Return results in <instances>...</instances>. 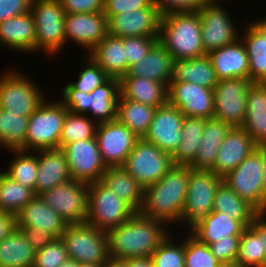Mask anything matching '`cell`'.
<instances>
[{
	"instance_id": "51",
	"label": "cell",
	"mask_w": 266,
	"mask_h": 267,
	"mask_svg": "<svg viewBox=\"0 0 266 267\" xmlns=\"http://www.w3.org/2000/svg\"><path fill=\"white\" fill-rule=\"evenodd\" d=\"M240 236H227L209 245L212 253L221 263L236 262Z\"/></svg>"
},
{
	"instance_id": "44",
	"label": "cell",
	"mask_w": 266,
	"mask_h": 267,
	"mask_svg": "<svg viewBox=\"0 0 266 267\" xmlns=\"http://www.w3.org/2000/svg\"><path fill=\"white\" fill-rule=\"evenodd\" d=\"M96 122L85 115L67 112L59 139V148L74 141L96 138Z\"/></svg>"
},
{
	"instance_id": "31",
	"label": "cell",
	"mask_w": 266,
	"mask_h": 267,
	"mask_svg": "<svg viewBox=\"0 0 266 267\" xmlns=\"http://www.w3.org/2000/svg\"><path fill=\"white\" fill-rule=\"evenodd\" d=\"M231 128L230 125L221 120L207 119L196 157L190 166L196 170H211L215 164L219 148Z\"/></svg>"
},
{
	"instance_id": "19",
	"label": "cell",
	"mask_w": 266,
	"mask_h": 267,
	"mask_svg": "<svg viewBox=\"0 0 266 267\" xmlns=\"http://www.w3.org/2000/svg\"><path fill=\"white\" fill-rule=\"evenodd\" d=\"M184 119L185 116L180 109L167 102L157 107L149 130L143 139L172 156L180 143Z\"/></svg>"
},
{
	"instance_id": "64",
	"label": "cell",
	"mask_w": 266,
	"mask_h": 267,
	"mask_svg": "<svg viewBox=\"0 0 266 267\" xmlns=\"http://www.w3.org/2000/svg\"><path fill=\"white\" fill-rule=\"evenodd\" d=\"M219 267H241V266L236 262H231V263H221Z\"/></svg>"
},
{
	"instance_id": "7",
	"label": "cell",
	"mask_w": 266,
	"mask_h": 267,
	"mask_svg": "<svg viewBox=\"0 0 266 267\" xmlns=\"http://www.w3.org/2000/svg\"><path fill=\"white\" fill-rule=\"evenodd\" d=\"M61 238L68 258L78 263H105L109 259L107 233L87 222L67 225Z\"/></svg>"
},
{
	"instance_id": "8",
	"label": "cell",
	"mask_w": 266,
	"mask_h": 267,
	"mask_svg": "<svg viewBox=\"0 0 266 267\" xmlns=\"http://www.w3.org/2000/svg\"><path fill=\"white\" fill-rule=\"evenodd\" d=\"M172 166L170 154L143 138L135 143L122 165L143 188L162 179Z\"/></svg>"
},
{
	"instance_id": "41",
	"label": "cell",
	"mask_w": 266,
	"mask_h": 267,
	"mask_svg": "<svg viewBox=\"0 0 266 267\" xmlns=\"http://www.w3.org/2000/svg\"><path fill=\"white\" fill-rule=\"evenodd\" d=\"M36 194L28 187L0 172V211L18 214Z\"/></svg>"
},
{
	"instance_id": "22",
	"label": "cell",
	"mask_w": 266,
	"mask_h": 267,
	"mask_svg": "<svg viewBox=\"0 0 266 267\" xmlns=\"http://www.w3.org/2000/svg\"><path fill=\"white\" fill-rule=\"evenodd\" d=\"M207 55L218 80L249 78V59L242 40L238 39L231 44L209 52Z\"/></svg>"
},
{
	"instance_id": "63",
	"label": "cell",
	"mask_w": 266,
	"mask_h": 267,
	"mask_svg": "<svg viewBox=\"0 0 266 267\" xmlns=\"http://www.w3.org/2000/svg\"><path fill=\"white\" fill-rule=\"evenodd\" d=\"M77 267H103V263H78Z\"/></svg>"
},
{
	"instance_id": "27",
	"label": "cell",
	"mask_w": 266,
	"mask_h": 267,
	"mask_svg": "<svg viewBox=\"0 0 266 267\" xmlns=\"http://www.w3.org/2000/svg\"><path fill=\"white\" fill-rule=\"evenodd\" d=\"M246 227L227 213L212 211L190 228L191 236L198 242L210 245L227 236H241Z\"/></svg>"
},
{
	"instance_id": "14",
	"label": "cell",
	"mask_w": 266,
	"mask_h": 267,
	"mask_svg": "<svg viewBox=\"0 0 266 267\" xmlns=\"http://www.w3.org/2000/svg\"><path fill=\"white\" fill-rule=\"evenodd\" d=\"M60 148L73 180L87 184L101 180L107 167L102 161L96 138L74 141Z\"/></svg>"
},
{
	"instance_id": "60",
	"label": "cell",
	"mask_w": 266,
	"mask_h": 267,
	"mask_svg": "<svg viewBox=\"0 0 266 267\" xmlns=\"http://www.w3.org/2000/svg\"><path fill=\"white\" fill-rule=\"evenodd\" d=\"M125 267H153L151 257H137L124 259Z\"/></svg>"
},
{
	"instance_id": "62",
	"label": "cell",
	"mask_w": 266,
	"mask_h": 267,
	"mask_svg": "<svg viewBox=\"0 0 266 267\" xmlns=\"http://www.w3.org/2000/svg\"><path fill=\"white\" fill-rule=\"evenodd\" d=\"M78 262L73 259L67 258L65 262H63L59 267H77Z\"/></svg>"
},
{
	"instance_id": "10",
	"label": "cell",
	"mask_w": 266,
	"mask_h": 267,
	"mask_svg": "<svg viewBox=\"0 0 266 267\" xmlns=\"http://www.w3.org/2000/svg\"><path fill=\"white\" fill-rule=\"evenodd\" d=\"M222 182L223 177L211 170L192 169L181 223L186 221L191 228L210 214L213 211L216 190Z\"/></svg>"
},
{
	"instance_id": "17",
	"label": "cell",
	"mask_w": 266,
	"mask_h": 267,
	"mask_svg": "<svg viewBox=\"0 0 266 267\" xmlns=\"http://www.w3.org/2000/svg\"><path fill=\"white\" fill-rule=\"evenodd\" d=\"M167 102L185 117L211 119L214 114L213 89L185 81H171Z\"/></svg>"
},
{
	"instance_id": "33",
	"label": "cell",
	"mask_w": 266,
	"mask_h": 267,
	"mask_svg": "<svg viewBox=\"0 0 266 267\" xmlns=\"http://www.w3.org/2000/svg\"><path fill=\"white\" fill-rule=\"evenodd\" d=\"M87 55L109 77L120 79L126 75V57L123 38L108 34Z\"/></svg>"
},
{
	"instance_id": "28",
	"label": "cell",
	"mask_w": 266,
	"mask_h": 267,
	"mask_svg": "<svg viewBox=\"0 0 266 267\" xmlns=\"http://www.w3.org/2000/svg\"><path fill=\"white\" fill-rule=\"evenodd\" d=\"M244 43L249 59V79L252 82H266V19L248 25Z\"/></svg>"
},
{
	"instance_id": "2",
	"label": "cell",
	"mask_w": 266,
	"mask_h": 267,
	"mask_svg": "<svg viewBox=\"0 0 266 267\" xmlns=\"http://www.w3.org/2000/svg\"><path fill=\"white\" fill-rule=\"evenodd\" d=\"M192 169L190 165H173L162 179L145 187L139 212L167 225L170 222L181 223Z\"/></svg>"
},
{
	"instance_id": "56",
	"label": "cell",
	"mask_w": 266,
	"mask_h": 267,
	"mask_svg": "<svg viewBox=\"0 0 266 267\" xmlns=\"http://www.w3.org/2000/svg\"><path fill=\"white\" fill-rule=\"evenodd\" d=\"M25 235L27 241L36 250H41L50 244L55 237L45 229H37V227H17Z\"/></svg>"
},
{
	"instance_id": "42",
	"label": "cell",
	"mask_w": 266,
	"mask_h": 267,
	"mask_svg": "<svg viewBox=\"0 0 266 267\" xmlns=\"http://www.w3.org/2000/svg\"><path fill=\"white\" fill-rule=\"evenodd\" d=\"M236 263L241 267H266L263 240L251 226L246 227L240 236Z\"/></svg>"
},
{
	"instance_id": "35",
	"label": "cell",
	"mask_w": 266,
	"mask_h": 267,
	"mask_svg": "<svg viewBox=\"0 0 266 267\" xmlns=\"http://www.w3.org/2000/svg\"><path fill=\"white\" fill-rule=\"evenodd\" d=\"M156 107L124 99L119 95L116 120L130 129L139 139L147 134Z\"/></svg>"
},
{
	"instance_id": "49",
	"label": "cell",
	"mask_w": 266,
	"mask_h": 267,
	"mask_svg": "<svg viewBox=\"0 0 266 267\" xmlns=\"http://www.w3.org/2000/svg\"><path fill=\"white\" fill-rule=\"evenodd\" d=\"M159 38L153 36L124 37L123 45L126 57V74L129 67L141 61Z\"/></svg>"
},
{
	"instance_id": "29",
	"label": "cell",
	"mask_w": 266,
	"mask_h": 267,
	"mask_svg": "<svg viewBox=\"0 0 266 267\" xmlns=\"http://www.w3.org/2000/svg\"><path fill=\"white\" fill-rule=\"evenodd\" d=\"M242 128L256 145L266 143V82L250 84Z\"/></svg>"
},
{
	"instance_id": "52",
	"label": "cell",
	"mask_w": 266,
	"mask_h": 267,
	"mask_svg": "<svg viewBox=\"0 0 266 267\" xmlns=\"http://www.w3.org/2000/svg\"><path fill=\"white\" fill-rule=\"evenodd\" d=\"M208 0H154L161 16L173 13L198 12Z\"/></svg>"
},
{
	"instance_id": "32",
	"label": "cell",
	"mask_w": 266,
	"mask_h": 267,
	"mask_svg": "<svg viewBox=\"0 0 266 267\" xmlns=\"http://www.w3.org/2000/svg\"><path fill=\"white\" fill-rule=\"evenodd\" d=\"M100 181L135 212L141 210L144 188L122 166L107 167Z\"/></svg>"
},
{
	"instance_id": "20",
	"label": "cell",
	"mask_w": 266,
	"mask_h": 267,
	"mask_svg": "<svg viewBox=\"0 0 266 267\" xmlns=\"http://www.w3.org/2000/svg\"><path fill=\"white\" fill-rule=\"evenodd\" d=\"M65 43L68 40L90 52L108 35L107 17L103 12L66 13Z\"/></svg>"
},
{
	"instance_id": "59",
	"label": "cell",
	"mask_w": 266,
	"mask_h": 267,
	"mask_svg": "<svg viewBox=\"0 0 266 267\" xmlns=\"http://www.w3.org/2000/svg\"><path fill=\"white\" fill-rule=\"evenodd\" d=\"M255 150L261 156L263 162V211H266V143H259Z\"/></svg>"
},
{
	"instance_id": "38",
	"label": "cell",
	"mask_w": 266,
	"mask_h": 267,
	"mask_svg": "<svg viewBox=\"0 0 266 267\" xmlns=\"http://www.w3.org/2000/svg\"><path fill=\"white\" fill-rule=\"evenodd\" d=\"M213 211L227 213L232 219L239 220L245 227H249L258 210L248 201L240 198L224 182L215 193Z\"/></svg>"
},
{
	"instance_id": "37",
	"label": "cell",
	"mask_w": 266,
	"mask_h": 267,
	"mask_svg": "<svg viewBox=\"0 0 266 267\" xmlns=\"http://www.w3.org/2000/svg\"><path fill=\"white\" fill-rule=\"evenodd\" d=\"M35 254L36 250L18 228L0 242V266L2 267H32Z\"/></svg>"
},
{
	"instance_id": "12",
	"label": "cell",
	"mask_w": 266,
	"mask_h": 267,
	"mask_svg": "<svg viewBox=\"0 0 266 267\" xmlns=\"http://www.w3.org/2000/svg\"><path fill=\"white\" fill-rule=\"evenodd\" d=\"M88 185L69 180L44 191L39 196L69 224L86 222L88 212Z\"/></svg>"
},
{
	"instance_id": "13",
	"label": "cell",
	"mask_w": 266,
	"mask_h": 267,
	"mask_svg": "<svg viewBox=\"0 0 266 267\" xmlns=\"http://www.w3.org/2000/svg\"><path fill=\"white\" fill-rule=\"evenodd\" d=\"M223 182L240 198L263 211V162L256 150L228 172Z\"/></svg>"
},
{
	"instance_id": "21",
	"label": "cell",
	"mask_w": 266,
	"mask_h": 267,
	"mask_svg": "<svg viewBox=\"0 0 266 267\" xmlns=\"http://www.w3.org/2000/svg\"><path fill=\"white\" fill-rule=\"evenodd\" d=\"M256 144L242 127H234L222 142L211 171L224 177L255 150Z\"/></svg>"
},
{
	"instance_id": "36",
	"label": "cell",
	"mask_w": 266,
	"mask_h": 267,
	"mask_svg": "<svg viewBox=\"0 0 266 267\" xmlns=\"http://www.w3.org/2000/svg\"><path fill=\"white\" fill-rule=\"evenodd\" d=\"M90 94L91 108L88 112L95 116L94 122L100 124L115 120L117 101L120 95V80L115 77H109Z\"/></svg>"
},
{
	"instance_id": "46",
	"label": "cell",
	"mask_w": 266,
	"mask_h": 267,
	"mask_svg": "<svg viewBox=\"0 0 266 267\" xmlns=\"http://www.w3.org/2000/svg\"><path fill=\"white\" fill-rule=\"evenodd\" d=\"M185 238V267H219L221 262L210 247L198 242L193 236Z\"/></svg>"
},
{
	"instance_id": "11",
	"label": "cell",
	"mask_w": 266,
	"mask_h": 267,
	"mask_svg": "<svg viewBox=\"0 0 266 267\" xmlns=\"http://www.w3.org/2000/svg\"><path fill=\"white\" fill-rule=\"evenodd\" d=\"M252 81L249 78L218 80L214 87L213 118L234 127H242L246 117L247 95Z\"/></svg>"
},
{
	"instance_id": "4",
	"label": "cell",
	"mask_w": 266,
	"mask_h": 267,
	"mask_svg": "<svg viewBox=\"0 0 266 267\" xmlns=\"http://www.w3.org/2000/svg\"><path fill=\"white\" fill-rule=\"evenodd\" d=\"M43 101L29 116L25 151L59 148L64 119L68 112L60 101Z\"/></svg>"
},
{
	"instance_id": "34",
	"label": "cell",
	"mask_w": 266,
	"mask_h": 267,
	"mask_svg": "<svg viewBox=\"0 0 266 267\" xmlns=\"http://www.w3.org/2000/svg\"><path fill=\"white\" fill-rule=\"evenodd\" d=\"M171 81H185L213 89L218 83L215 70L208 55L174 60Z\"/></svg>"
},
{
	"instance_id": "58",
	"label": "cell",
	"mask_w": 266,
	"mask_h": 267,
	"mask_svg": "<svg viewBox=\"0 0 266 267\" xmlns=\"http://www.w3.org/2000/svg\"><path fill=\"white\" fill-rule=\"evenodd\" d=\"M266 211H258L253 218L250 226L259 234L261 240H263V245L266 249ZM265 221H264V220Z\"/></svg>"
},
{
	"instance_id": "45",
	"label": "cell",
	"mask_w": 266,
	"mask_h": 267,
	"mask_svg": "<svg viewBox=\"0 0 266 267\" xmlns=\"http://www.w3.org/2000/svg\"><path fill=\"white\" fill-rule=\"evenodd\" d=\"M170 236L152 253L153 267H185V240L180 245L174 244Z\"/></svg>"
},
{
	"instance_id": "23",
	"label": "cell",
	"mask_w": 266,
	"mask_h": 267,
	"mask_svg": "<svg viewBox=\"0 0 266 267\" xmlns=\"http://www.w3.org/2000/svg\"><path fill=\"white\" fill-rule=\"evenodd\" d=\"M38 173L35 194L72 180L65 154L61 148L37 150Z\"/></svg>"
},
{
	"instance_id": "55",
	"label": "cell",
	"mask_w": 266,
	"mask_h": 267,
	"mask_svg": "<svg viewBox=\"0 0 266 267\" xmlns=\"http://www.w3.org/2000/svg\"><path fill=\"white\" fill-rule=\"evenodd\" d=\"M32 0H0V22L30 12Z\"/></svg>"
},
{
	"instance_id": "48",
	"label": "cell",
	"mask_w": 266,
	"mask_h": 267,
	"mask_svg": "<svg viewBox=\"0 0 266 267\" xmlns=\"http://www.w3.org/2000/svg\"><path fill=\"white\" fill-rule=\"evenodd\" d=\"M68 258L65 242L55 238L50 244L36 251L32 267H59Z\"/></svg>"
},
{
	"instance_id": "9",
	"label": "cell",
	"mask_w": 266,
	"mask_h": 267,
	"mask_svg": "<svg viewBox=\"0 0 266 267\" xmlns=\"http://www.w3.org/2000/svg\"><path fill=\"white\" fill-rule=\"evenodd\" d=\"M35 82L11 70L0 77V109L29 117L46 100Z\"/></svg>"
},
{
	"instance_id": "1",
	"label": "cell",
	"mask_w": 266,
	"mask_h": 267,
	"mask_svg": "<svg viewBox=\"0 0 266 267\" xmlns=\"http://www.w3.org/2000/svg\"><path fill=\"white\" fill-rule=\"evenodd\" d=\"M166 223L135 212L126 222L108 230L109 258L128 259L151 257L169 236Z\"/></svg>"
},
{
	"instance_id": "57",
	"label": "cell",
	"mask_w": 266,
	"mask_h": 267,
	"mask_svg": "<svg viewBox=\"0 0 266 267\" xmlns=\"http://www.w3.org/2000/svg\"><path fill=\"white\" fill-rule=\"evenodd\" d=\"M17 228L16 214L0 211V242Z\"/></svg>"
},
{
	"instance_id": "40",
	"label": "cell",
	"mask_w": 266,
	"mask_h": 267,
	"mask_svg": "<svg viewBox=\"0 0 266 267\" xmlns=\"http://www.w3.org/2000/svg\"><path fill=\"white\" fill-rule=\"evenodd\" d=\"M29 117L0 109V146L10 151L25 150Z\"/></svg>"
},
{
	"instance_id": "30",
	"label": "cell",
	"mask_w": 266,
	"mask_h": 267,
	"mask_svg": "<svg viewBox=\"0 0 266 267\" xmlns=\"http://www.w3.org/2000/svg\"><path fill=\"white\" fill-rule=\"evenodd\" d=\"M120 95L124 99L161 107L167 103L168 88L155 80L146 77H121Z\"/></svg>"
},
{
	"instance_id": "43",
	"label": "cell",
	"mask_w": 266,
	"mask_h": 267,
	"mask_svg": "<svg viewBox=\"0 0 266 267\" xmlns=\"http://www.w3.org/2000/svg\"><path fill=\"white\" fill-rule=\"evenodd\" d=\"M11 152L16 153L14 154L16 158L12 160L5 173L21 185L32 189L35 193L38 156L33 151L14 150Z\"/></svg>"
},
{
	"instance_id": "25",
	"label": "cell",
	"mask_w": 266,
	"mask_h": 267,
	"mask_svg": "<svg viewBox=\"0 0 266 267\" xmlns=\"http://www.w3.org/2000/svg\"><path fill=\"white\" fill-rule=\"evenodd\" d=\"M173 61L170 53L157 41L147 55L129 67L127 74L122 77H146L163 83L168 88L172 79Z\"/></svg>"
},
{
	"instance_id": "6",
	"label": "cell",
	"mask_w": 266,
	"mask_h": 267,
	"mask_svg": "<svg viewBox=\"0 0 266 267\" xmlns=\"http://www.w3.org/2000/svg\"><path fill=\"white\" fill-rule=\"evenodd\" d=\"M135 211L101 181L88 185L86 222L107 232L126 222Z\"/></svg>"
},
{
	"instance_id": "16",
	"label": "cell",
	"mask_w": 266,
	"mask_h": 267,
	"mask_svg": "<svg viewBox=\"0 0 266 267\" xmlns=\"http://www.w3.org/2000/svg\"><path fill=\"white\" fill-rule=\"evenodd\" d=\"M95 137L106 167L122 166L139 138L116 119L96 126Z\"/></svg>"
},
{
	"instance_id": "5",
	"label": "cell",
	"mask_w": 266,
	"mask_h": 267,
	"mask_svg": "<svg viewBox=\"0 0 266 267\" xmlns=\"http://www.w3.org/2000/svg\"><path fill=\"white\" fill-rule=\"evenodd\" d=\"M30 12L36 27L35 51L56 54L65 47V11L59 0H32Z\"/></svg>"
},
{
	"instance_id": "53",
	"label": "cell",
	"mask_w": 266,
	"mask_h": 267,
	"mask_svg": "<svg viewBox=\"0 0 266 267\" xmlns=\"http://www.w3.org/2000/svg\"><path fill=\"white\" fill-rule=\"evenodd\" d=\"M153 2L154 0H104L103 13L105 16H113L149 7Z\"/></svg>"
},
{
	"instance_id": "3",
	"label": "cell",
	"mask_w": 266,
	"mask_h": 267,
	"mask_svg": "<svg viewBox=\"0 0 266 267\" xmlns=\"http://www.w3.org/2000/svg\"><path fill=\"white\" fill-rule=\"evenodd\" d=\"M158 41L174 60L206 55L198 12L173 13L162 16Z\"/></svg>"
},
{
	"instance_id": "50",
	"label": "cell",
	"mask_w": 266,
	"mask_h": 267,
	"mask_svg": "<svg viewBox=\"0 0 266 267\" xmlns=\"http://www.w3.org/2000/svg\"><path fill=\"white\" fill-rule=\"evenodd\" d=\"M63 99L59 100L71 113L85 115L91 108V94L76 90L70 83L63 88Z\"/></svg>"
},
{
	"instance_id": "15",
	"label": "cell",
	"mask_w": 266,
	"mask_h": 267,
	"mask_svg": "<svg viewBox=\"0 0 266 267\" xmlns=\"http://www.w3.org/2000/svg\"><path fill=\"white\" fill-rule=\"evenodd\" d=\"M218 3L220 2L215 0L207 1L198 10L202 43L206 54L239 39L238 30L235 29L232 19Z\"/></svg>"
},
{
	"instance_id": "39",
	"label": "cell",
	"mask_w": 266,
	"mask_h": 267,
	"mask_svg": "<svg viewBox=\"0 0 266 267\" xmlns=\"http://www.w3.org/2000/svg\"><path fill=\"white\" fill-rule=\"evenodd\" d=\"M206 119L185 117L178 149L172 155L173 165H190L195 157L204 131Z\"/></svg>"
},
{
	"instance_id": "18",
	"label": "cell",
	"mask_w": 266,
	"mask_h": 267,
	"mask_svg": "<svg viewBox=\"0 0 266 267\" xmlns=\"http://www.w3.org/2000/svg\"><path fill=\"white\" fill-rule=\"evenodd\" d=\"M106 17L109 35L120 38L133 36L159 38L162 16L154 2L146 8Z\"/></svg>"
},
{
	"instance_id": "26",
	"label": "cell",
	"mask_w": 266,
	"mask_h": 267,
	"mask_svg": "<svg viewBox=\"0 0 266 267\" xmlns=\"http://www.w3.org/2000/svg\"><path fill=\"white\" fill-rule=\"evenodd\" d=\"M35 37L36 27L31 12L0 22V43L8 49L35 52Z\"/></svg>"
},
{
	"instance_id": "24",
	"label": "cell",
	"mask_w": 266,
	"mask_h": 267,
	"mask_svg": "<svg viewBox=\"0 0 266 267\" xmlns=\"http://www.w3.org/2000/svg\"><path fill=\"white\" fill-rule=\"evenodd\" d=\"M17 227H37L61 238L67 223L39 195H36L16 215Z\"/></svg>"
},
{
	"instance_id": "61",
	"label": "cell",
	"mask_w": 266,
	"mask_h": 267,
	"mask_svg": "<svg viewBox=\"0 0 266 267\" xmlns=\"http://www.w3.org/2000/svg\"><path fill=\"white\" fill-rule=\"evenodd\" d=\"M103 267H125L124 260L109 258Z\"/></svg>"
},
{
	"instance_id": "47",
	"label": "cell",
	"mask_w": 266,
	"mask_h": 267,
	"mask_svg": "<svg viewBox=\"0 0 266 267\" xmlns=\"http://www.w3.org/2000/svg\"><path fill=\"white\" fill-rule=\"evenodd\" d=\"M87 64L78 74L76 82L70 84L84 93H91L97 86L104 83L109 76L87 55Z\"/></svg>"
},
{
	"instance_id": "54",
	"label": "cell",
	"mask_w": 266,
	"mask_h": 267,
	"mask_svg": "<svg viewBox=\"0 0 266 267\" xmlns=\"http://www.w3.org/2000/svg\"><path fill=\"white\" fill-rule=\"evenodd\" d=\"M65 13L103 12L104 0H59Z\"/></svg>"
}]
</instances>
